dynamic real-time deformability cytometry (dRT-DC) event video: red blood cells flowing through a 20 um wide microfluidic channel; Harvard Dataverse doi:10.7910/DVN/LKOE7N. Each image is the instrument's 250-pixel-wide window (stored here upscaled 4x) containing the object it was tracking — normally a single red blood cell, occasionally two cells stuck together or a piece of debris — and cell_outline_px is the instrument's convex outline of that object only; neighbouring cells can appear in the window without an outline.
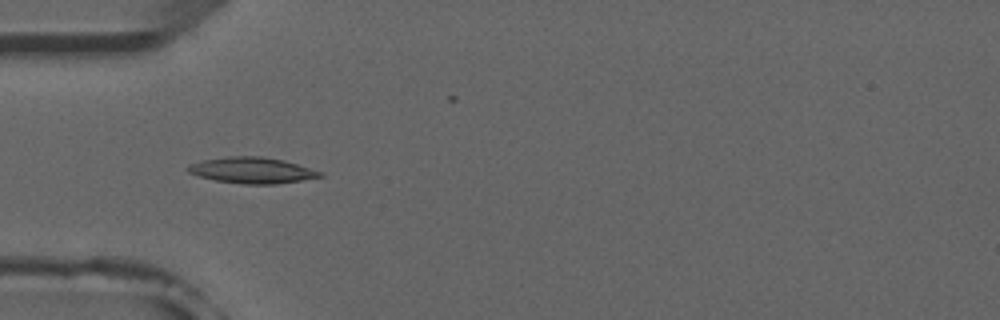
{"species": "common noctule bat (a hibernating species)", "species_latin": "Nyctalus noctula", "temperature_condition": "room temperature", "stored_images_in_passage": 6, "camera_frame_rate_fps": 3000, "um_per_image_px": 0.085, "animal": {"sex": "male", "forearm_length_mm": 52.5}, "frame": {"image": 1, "passage_image": 5, "time_ms": 4.667, "image_size_px": [1000, 320], "cell_outline_px": [[324, 176], [276, 184], [244, 184], [216, 180], [200, 176], [188, 172], [184, 168], [188, 164], [204, 160], [228, 156], [260, 156], [284, 160], [324, 172]], "centroid_in_image_um": [21.42, 14.47], "position_along_channel_um": 63.6, "area_um2": 20.0}}
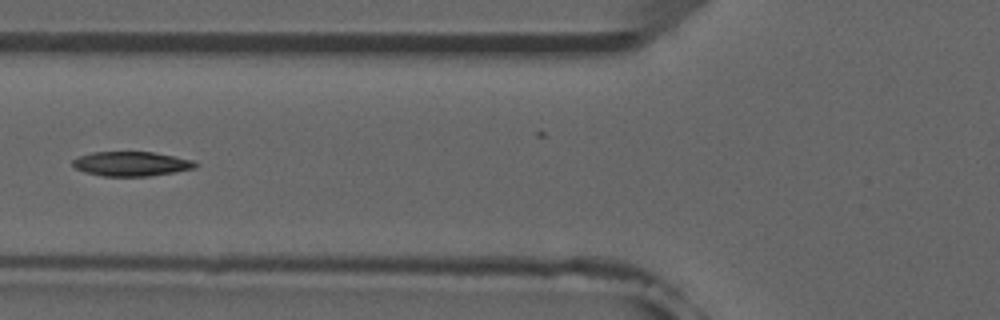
{"frame": {"image": 2, "passage_image": 6, "time_ms": 6.0, "image_size_px": [1000, 320], "cell_outline_px": [[200, 164], [196, 168], [148, 176], [104, 176], [84, 172], [76, 168], [72, 164], [72, 160], [76, 156], [92, 152], [152, 152], [196, 160]], "centroid_in_image_um": [11.17, 13.91], "position_along_channel_um": 114.6, "area_um2": 17.63}}